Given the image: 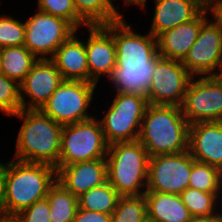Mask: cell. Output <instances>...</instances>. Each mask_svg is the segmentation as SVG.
<instances>
[{
	"instance_id": "18",
	"label": "cell",
	"mask_w": 222,
	"mask_h": 222,
	"mask_svg": "<svg viewBox=\"0 0 222 222\" xmlns=\"http://www.w3.org/2000/svg\"><path fill=\"white\" fill-rule=\"evenodd\" d=\"M155 10L149 33L163 32L195 19L204 9L203 0H154Z\"/></svg>"
},
{
	"instance_id": "32",
	"label": "cell",
	"mask_w": 222,
	"mask_h": 222,
	"mask_svg": "<svg viewBox=\"0 0 222 222\" xmlns=\"http://www.w3.org/2000/svg\"><path fill=\"white\" fill-rule=\"evenodd\" d=\"M14 217L18 222H51L48 198L46 197L36 201Z\"/></svg>"
},
{
	"instance_id": "41",
	"label": "cell",
	"mask_w": 222,
	"mask_h": 222,
	"mask_svg": "<svg viewBox=\"0 0 222 222\" xmlns=\"http://www.w3.org/2000/svg\"><path fill=\"white\" fill-rule=\"evenodd\" d=\"M222 195V193H219L218 195ZM220 198H222V196L220 197V196H218V199L220 200ZM220 202H222V200H220ZM222 204L220 203V206H221ZM222 207V206H221ZM219 209H222V208H219ZM217 216H218V218L222 221V213H217Z\"/></svg>"
},
{
	"instance_id": "3",
	"label": "cell",
	"mask_w": 222,
	"mask_h": 222,
	"mask_svg": "<svg viewBox=\"0 0 222 222\" xmlns=\"http://www.w3.org/2000/svg\"><path fill=\"white\" fill-rule=\"evenodd\" d=\"M13 160L6 164L4 216H15L46 198L49 189L57 182L55 167Z\"/></svg>"
},
{
	"instance_id": "21",
	"label": "cell",
	"mask_w": 222,
	"mask_h": 222,
	"mask_svg": "<svg viewBox=\"0 0 222 222\" xmlns=\"http://www.w3.org/2000/svg\"><path fill=\"white\" fill-rule=\"evenodd\" d=\"M147 219L153 222H188L192 215L178 194L146 191Z\"/></svg>"
},
{
	"instance_id": "31",
	"label": "cell",
	"mask_w": 222,
	"mask_h": 222,
	"mask_svg": "<svg viewBox=\"0 0 222 222\" xmlns=\"http://www.w3.org/2000/svg\"><path fill=\"white\" fill-rule=\"evenodd\" d=\"M25 43V24L13 17L0 16V49L22 46Z\"/></svg>"
},
{
	"instance_id": "13",
	"label": "cell",
	"mask_w": 222,
	"mask_h": 222,
	"mask_svg": "<svg viewBox=\"0 0 222 222\" xmlns=\"http://www.w3.org/2000/svg\"><path fill=\"white\" fill-rule=\"evenodd\" d=\"M181 63L193 77L217 76L222 68V36L213 20L209 18L201 25L195 43Z\"/></svg>"
},
{
	"instance_id": "2",
	"label": "cell",
	"mask_w": 222,
	"mask_h": 222,
	"mask_svg": "<svg viewBox=\"0 0 222 222\" xmlns=\"http://www.w3.org/2000/svg\"><path fill=\"white\" fill-rule=\"evenodd\" d=\"M12 116L23 120L17 135L13 159L47 164L57 170L63 126L41 110L21 109Z\"/></svg>"
},
{
	"instance_id": "6",
	"label": "cell",
	"mask_w": 222,
	"mask_h": 222,
	"mask_svg": "<svg viewBox=\"0 0 222 222\" xmlns=\"http://www.w3.org/2000/svg\"><path fill=\"white\" fill-rule=\"evenodd\" d=\"M109 109L102 119L101 128L108 145L138 141L141 124L149 105L146 97L115 93Z\"/></svg>"
},
{
	"instance_id": "35",
	"label": "cell",
	"mask_w": 222,
	"mask_h": 222,
	"mask_svg": "<svg viewBox=\"0 0 222 222\" xmlns=\"http://www.w3.org/2000/svg\"><path fill=\"white\" fill-rule=\"evenodd\" d=\"M207 10H210L208 12H211V17H213V22L218 26L219 31L222 36V3L217 5H212L207 8Z\"/></svg>"
},
{
	"instance_id": "19",
	"label": "cell",
	"mask_w": 222,
	"mask_h": 222,
	"mask_svg": "<svg viewBox=\"0 0 222 222\" xmlns=\"http://www.w3.org/2000/svg\"><path fill=\"white\" fill-rule=\"evenodd\" d=\"M207 14L205 8L195 19L160 34L158 54L165 59L182 61L195 43L201 25L208 19Z\"/></svg>"
},
{
	"instance_id": "4",
	"label": "cell",
	"mask_w": 222,
	"mask_h": 222,
	"mask_svg": "<svg viewBox=\"0 0 222 222\" xmlns=\"http://www.w3.org/2000/svg\"><path fill=\"white\" fill-rule=\"evenodd\" d=\"M189 123L181 107L149 104L142 120L138 141L150 157L188 150Z\"/></svg>"
},
{
	"instance_id": "29",
	"label": "cell",
	"mask_w": 222,
	"mask_h": 222,
	"mask_svg": "<svg viewBox=\"0 0 222 222\" xmlns=\"http://www.w3.org/2000/svg\"><path fill=\"white\" fill-rule=\"evenodd\" d=\"M38 10L68 21L76 30L88 25L77 15L73 0H37Z\"/></svg>"
},
{
	"instance_id": "15",
	"label": "cell",
	"mask_w": 222,
	"mask_h": 222,
	"mask_svg": "<svg viewBox=\"0 0 222 222\" xmlns=\"http://www.w3.org/2000/svg\"><path fill=\"white\" fill-rule=\"evenodd\" d=\"M89 37L84 40L87 53L89 83L98 84L100 77L110 76L116 66V46L113 22L107 25L87 26Z\"/></svg>"
},
{
	"instance_id": "14",
	"label": "cell",
	"mask_w": 222,
	"mask_h": 222,
	"mask_svg": "<svg viewBox=\"0 0 222 222\" xmlns=\"http://www.w3.org/2000/svg\"><path fill=\"white\" fill-rule=\"evenodd\" d=\"M63 81L61 73L50 59H38L20 84L22 109L41 110Z\"/></svg>"
},
{
	"instance_id": "1",
	"label": "cell",
	"mask_w": 222,
	"mask_h": 222,
	"mask_svg": "<svg viewBox=\"0 0 222 222\" xmlns=\"http://www.w3.org/2000/svg\"><path fill=\"white\" fill-rule=\"evenodd\" d=\"M124 17L113 22L116 66L108 80L115 93L142 95L147 98L158 54L157 38L132 30Z\"/></svg>"
},
{
	"instance_id": "38",
	"label": "cell",
	"mask_w": 222,
	"mask_h": 222,
	"mask_svg": "<svg viewBox=\"0 0 222 222\" xmlns=\"http://www.w3.org/2000/svg\"><path fill=\"white\" fill-rule=\"evenodd\" d=\"M222 3V0H203L204 7L207 9L212 5H217Z\"/></svg>"
},
{
	"instance_id": "39",
	"label": "cell",
	"mask_w": 222,
	"mask_h": 222,
	"mask_svg": "<svg viewBox=\"0 0 222 222\" xmlns=\"http://www.w3.org/2000/svg\"><path fill=\"white\" fill-rule=\"evenodd\" d=\"M0 222H18L14 216H2Z\"/></svg>"
},
{
	"instance_id": "20",
	"label": "cell",
	"mask_w": 222,
	"mask_h": 222,
	"mask_svg": "<svg viewBox=\"0 0 222 222\" xmlns=\"http://www.w3.org/2000/svg\"><path fill=\"white\" fill-rule=\"evenodd\" d=\"M74 33L62 43L50 60L55 64L64 80L89 82V69L85 42Z\"/></svg>"
},
{
	"instance_id": "16",
	"label": "cell",
	"mask_w": 222,
	"mask_h": 222,
	"mask_svg": "<svg viewBox=\"0 0 222 222\" xmlns=\"http://www.w3.org/2000/svg\"><path fill=\"white\" fill-rule=\"evenodd\" d=\"M188 150L197 162L222 169V121L189 125Z\"/></svg>"
},
{
	"instance_id": "22",
	"label": "cell",
	"mask_w": 222,
	"mask_h": 222,
	"mask_svg": "<svg viewBox=\"0 0 222 222\" xmlns=\"http://www.w3.org/2000/svg\"><path fill=\"white\" fill-rule=\"evenodd\" d=\"M37 61L38 58L24 45L0 49V72L19 85Z\"/></svg>"
},
{
	"instance_id": "42",
	"label": "cell",
	"mask_w": 222,
	"mask_h": 222,
	"mask_svg": "<svg viewBox=\"0 0 222 222\" xmlns=\"http://www.w3.org/2000/svg\"><path fill=\"white\" fill-rule=\"evenodd\" d=\"M217 76H218L219 79L222 81V68H221V70L219 71V73L217 74Z\"/></svg>"
},
{
	"instance_id": "7",
	"label": "cell",
	"mask_w": 222,
	"mask_h": 222,
	"mask_svg": "<svg viewBox=\"0 0 222 222\" xmlns=\"http://www.w3.org/2000/svg\"><path fill=\"white\" fill-rule=\"evenodd\" d=\"M104 132L96 117L64 125L57 171L69 164L106 158L108 152Z\"/></svg>"
},
{
	"instance_id": "33",
	"label": "cell",
	"mask_w": 222,
	"mask_h": 222,
	"mask_svg": "<svg viewBox=\"0 0 222 222\" xmlns=\"http://www.w3.org/2000/svg\"><path fill=\"white\" fill-rule=\"evenodd\" d=\"M73 222H111V214L87 211L78 208Z\"/></svg>"
},
{
	"instance_id": "34",
	"label": "cell",
	"mask_w": 222,
	"mask_h": 222,
	"mask_svg": "<svg viewBox=\"0 0 222 222\" xmlns=\"http://www.w3.org/2000/svg\"><path fill=\"white\" fill-rule=\"evenodd\" d=\"M6 164L0 162V217L4 216Z\"/></svg>"
},
{
	"instance_id": "28",
	"label": "cell",
	"mask_w": 222,
	"mask_h": 222,
	"mask_svg": "<svg viewBox=\"0 0 222 222\" xmlns=\"http://www.w3.org/2000/svg\"><path fill=\"white\" fill-rule=\"evenodd\" d=\"M220 169L195 161L192 165L188 187L208 193H219Z\"/></svg>"
},
{
	"instance_id": "26",
	"label": "cell",
	"mask_w": 222,
	"mask_h": 222,
	"mask_svg": "<svg viewBox=\"0 0 222 222\" xmlns=\"http://www.w3.org/2000/svg\"><path fill=\"white\" fill-rule=\"evenodd\" d=\"M147 219V202L144 195L120 196L111 222H144Z\"/></svg>"
},
{
	"instance_id": "27",
	"label": "cell",
	"mask_w": 222,
	"mask_h": 222,
	"mask_svg": "<svg viewBox=\"0 0 222 222\" xmlns=\"http://www.w3.org/2000/svg\"><path fill=\"white\" fill-rule=\"evenodd\" d=\"M219 193H208L187 187L181 194L183 204L192 216L217 215ZM217 211V212H216Z\"/></svg>"
},
{
	"instance_id": "37",
	"label": "cell",
	"mask_w": 222,
	"mask_h": 222,
	"mask_svg": "<svg viewBox=\"0 0 222 222\" xmlns=\"http://www.w3.org/2000/svg\"><path fill=\"white\" fill-rule=\"evenodd\" d=\"M125 1V5H128V4H130V5H138L139 6V8H144L145 6H146V2H147V0H124Z\"/></svg>"
},
{
	"instance_id": "9",
	"label": "cell",
	"mask_w": 222,
	"mask_h": 222,
	"mask_svg": "<svg viewBox=\"0 0 222 222\" xmlns=\"http://www.w3.org/2000/svg\"><path fill=\"white\" fill-rule=\"evenodd\" d=\"M24 46L38 59H50L76 29L66 20L41 11L27 18Z\"/></svg>"
},
{
	"instance_id": "43",
	"label": "cell",
	"mask_w": 222,
	"mask_h": 222,
	"mask_svg": "<svg viewBox=\"0 0 222 222\" xmlns=\"http://www.w3.org/2000/svg\"><path fill=\"white\" fill-rule=\"evenodd\" d=\"M144 222H153V221H150V220L146 219Z\"/></svg>"
},
{
	"instance_id": "36",
	"label": "cell",
	"mask_w": 222,
	"mask_h": 222,
	"mask_svg": "<svg viewBox=\"0 0 222 222\" xmlns=\"http://www.w3.org/2000/svg\"><path fill=\"white\" fill-rule=\"evenodd\" d=\"M188 222H222L217 215L192 216Z\"/></svg>"
},
{
	"instance_id": "40",
	"label": "cell",
	"mask_w": 222,
	"mask_h": 222,
	"mask_svg": "<svg viewBox=\"0 0 222 222\" xmlns=\"http://www.w3.org/2000/svg\"><path fill=\"white\" fill-rule=\"evenodd\" d=\"M219 192L222 193V169L220 170Z\"/></svg>"
},
{
	"instance_id": "17",
	"label": "cell",
	"mask_w": 222,
	"mask_h": 222,
	"mask_svg": "<svg viewBox=\"0 0 222 222\" xmlns=\"http://www.w3.org/2000/svg\"><path fill=\"white\" fill-rule=\"evenodd\" d=\"M106 181V158L69 164L57 171V182L76 197Z\"/></svg>"
},
{
	"instance_id": "5",
	"label": "cell",
	"mask_w": 222,
	"mask_h": 222,
	"mask_svg": "<svg viewBox=\"0 0 222 222\" xmlns=\"http://www.w3.org/2000/svg\"><path fill=\"white\" fill-rule=\"evenodd\" d=\"M149 157L139 141L114 143L108 146L107 181L120 196L144 195Z\"/></svg>"
},
{
	"instance_id": "11",
	"label": "cell",
	"mask_w": 222,
	"mask_h": 222,
	"mask_svg": "<svg viewBox=\"0 0 222 222\" xmlns=\"http://www.w3.org/2000/svg\"><path fill=\"white\" fill-rule=\"evenodd\" d=\"M194 162L189 150L149 157L146 191L180 195L188 187Z\"/></svg>"
},
{
	"instance_id": "12",
	"label": "cell",
	"mask_w": 222,
	"mask_h": 222,
	"mask_svg": "<svg viewBox=\"0 0 222 222\" xmlns=\"http://www.w3.org/2000/svg\"><path fill=\"white\" fill-rule=\"evenodd\" d=\"M192 78L181 61L161 57L152 75L148 103L181 107Z\"/></svg>"
},
{
	"instance_id": "23",
	"label": "cell",
	"mask_w": 222,
	"mask_h": 222,
	"mask_svg": "<svg viewBox=\"0 0 222 222\" xmlns=\"http://www.w3.org/2000/svg\"><path fill=\"white\" fill-rule=\"evenodd\" d=\"M113 0H73L77 15L88 25H107L121 20L123 15L116 9Z\"/></svg>"
},
{
	"instance_id": "24",
	"label": "cell",
	"mask_w": 222,
	"mask_h": 222,
	"mask_svg": "<svg viewBox=\"0 0 222 222\" xmlns=\"http://www.w3.org/2000/svg\"><path fill=\"white\" fill-rule=\"evenodd\" d=\"M120 195L108 181L94 187L78 197V208L112 214L117 206Z\"/></svg>"
},
{
	"instance_id": "25",
	"label": "cell",
	"mask_w": 222,
	"mask_h": 222,
	"mask_svg": "<svg viewBox=\"0 0 222 222\" xmlns=\"http://www.w3.org/2000/svg\"><path fill=\"white\" fill-rule=\"evenodd\" d=\"M51 222H73L78 209V197L56 182L47 195Z\"/></svg>"
},
{
	"instance_id": "10",
	"label": "cell",
	"mask_w": 222,
	"mask_h": 222,
	"mask_svg": "<svg viewBox=\"0 0 222 222\" xmlns=\"http://www.w3.org/2000/svg\"><path fill=\"white\" fill-rule=\"evenodd\" d=\"M193 77L189 82L182 114L189 125L197 122L222 121V81L218 76Z\"/></svg>"
},
{
	"instance_id": "8",
	"label": "cell",
	"mask_w": 222,
	"mask_h": 222,
	"mask_svg": "<svg viewBox=\"0 0 222 222\" xmlns=\"http://www.w3.org/2000/svg\"><path fill=\"white\" fill-rule=\"evenodd\" d=\"M97 84L79 80H64L41 111L60 125L89 120L88 114Z\"/></svg>"
},
{
	"instance_id": "30",
	"label": "cell",
	"mask_w": 222,
	"mask_h": 222,
	"mask_svg": "<svg viewBox=\"0 0 222 222\" xmlns=\"http://www.w3.org/2000/svg\"><path fill=\"white\" fill-rule=\"evenodd\" d=\"M21 109L20 85L0 72V111L12 116Z\"/></svg>"
}]
</instances>
